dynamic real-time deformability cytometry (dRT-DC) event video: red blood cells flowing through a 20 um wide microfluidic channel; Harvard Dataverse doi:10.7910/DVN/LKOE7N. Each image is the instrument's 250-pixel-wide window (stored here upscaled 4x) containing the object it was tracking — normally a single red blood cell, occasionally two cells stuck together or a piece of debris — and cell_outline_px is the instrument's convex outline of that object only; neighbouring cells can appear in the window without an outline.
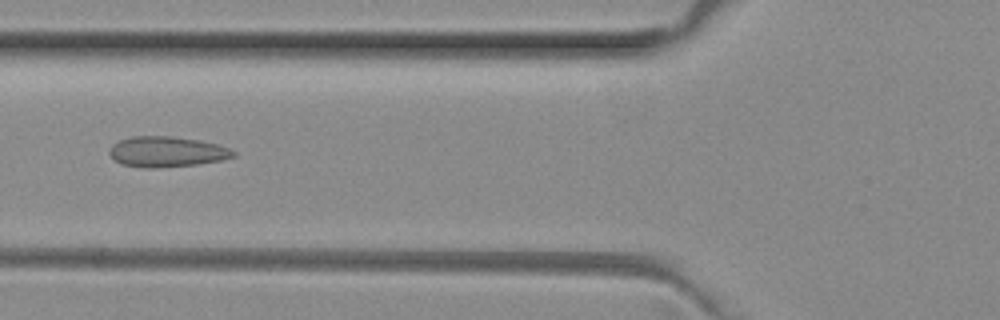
{"species": "common noctule bat (a hibernating species)", "species_latin": "Nyctalus noctula", "temperature_condition": "room temperature", "stored_images_in_passage": 4, "camera_frame_rate_fps": 3000, "um_per_image_px": 0.085, "animal": {"sex": "female", "body_mass_g": 29.2, "forearm_length_mm": 56.3}, "frame": {"image": 1, "passage_image": 3, "time_ms": 0.667, "image_size_px": [1000, 320], "cell_outline_px": [[236, 156], [220, 160], [196, 164], [156, 168], [144, 168], [124, 164], [116, 160], [108, 152], [108, 148], [112, 144], [120, 140], [132, 136], [172, 136], [200, 140], [216, 144], [228, 148], [236, 152]], "centroid_in_image_um": [14.16, 12.89], "position_along_channel_um": 111.6, "area_um2": 21.91}}
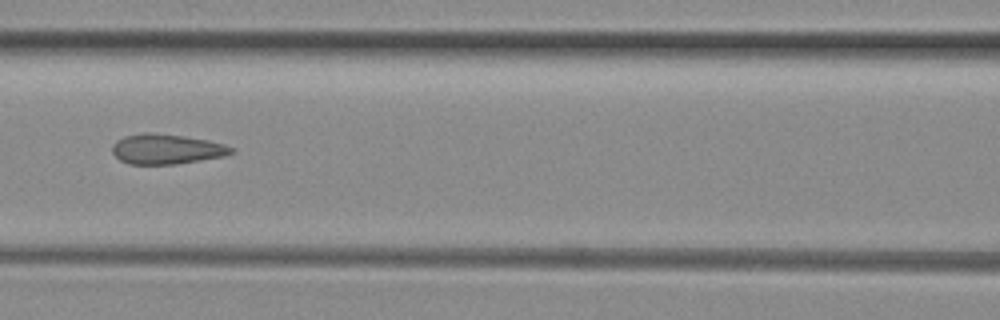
{"frame": {"image": 2, "passage_image": 4, "time_ms": 1.0, "image_size_px": [1000, 320], "cell_outline_px": [[236, 152], [224, 156], [176, 164], [128, 164], [120, 160], [112, 152], [112, 144], [116, 140], [124, 136], [144, 132], [152, 132], [184, 136], [208, 140], [224, 144], [232, 148]], "centroid_in_image_um": [14.13, 12.66], "position_along_channel_um": 152.5, "area_um2": 20.92}}